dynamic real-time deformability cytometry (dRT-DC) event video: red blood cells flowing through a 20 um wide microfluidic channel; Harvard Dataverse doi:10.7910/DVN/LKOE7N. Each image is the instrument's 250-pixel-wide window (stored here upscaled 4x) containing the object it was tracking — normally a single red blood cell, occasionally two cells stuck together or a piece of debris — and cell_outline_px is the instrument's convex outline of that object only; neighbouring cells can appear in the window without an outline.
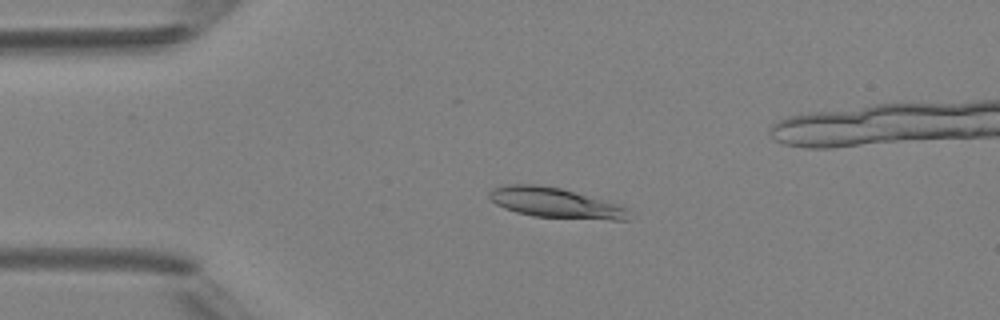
{"species": "Egyptian fruit bat (a non-hibernating species)", "species_latin": "Rousettus aegyptiacus", "temperature_condition": "room temperature", "stored_images_in_passage": 6, "camera_frame_rate_fps": 3000, "um_per_image_px": 0.085, "animal": {"sex": "female"}, "frame": {"image": 1, "passage_image": 3, "time_ms": 2.333, "image_size_px": [1000, 320], "cell_outline_px": [[628, 220], [612, 220], [532, 216], [516, 212], [504, 208], [496, 204], [488, 196], [488, 192], [492, 188], [508, 184], [536, 184], [560, 188], [608, 200], [620, 204], [628, 208]], "centroid_in_image_um": [47.22, 17.24], "position_along_channel_um": 37.8, "area_um2": 24.68}}
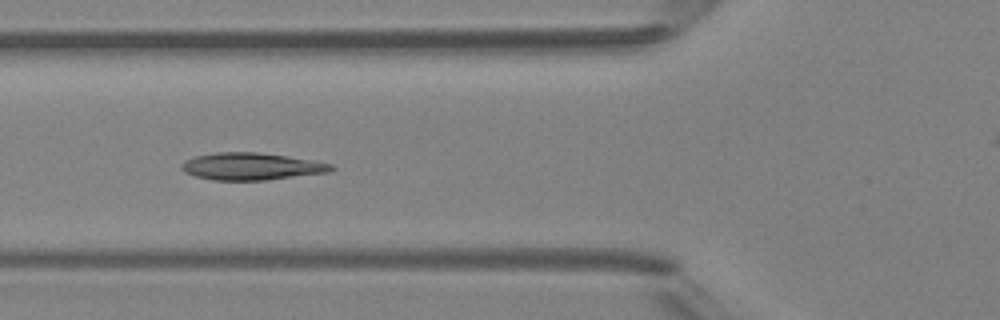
{"frame": {"image": 2, "passage_image": 5, "time_ms": 4.667, "image_size_px": [1000, 320], "cell_outline_px": [[336, 168], [328, 172], [264, 180], [212, 180], [196, 176], [184, 172], [180, 168], [180, 164], [184, 160], [196, 156], [216, 152], [256, 152], [288, 156], [312, 160], [332, 164]], "centroid_in_image_um": [21.33, 14.14], "position_along_channel_um": 104.5, "area_um2": 23.64}}
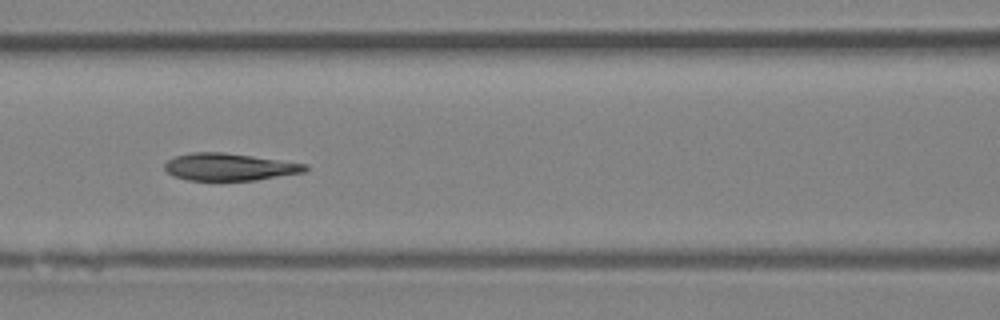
{"frame": {"image": 3, "passage_image": 6, "time_ms": 5.667, "image_size_px": [1000, 320], "cell_outline_px": [[308, 168], [304, 172], [256, 180], [188, 180], [172, 176], [164, 168], [164, 164], [168, 160], [176, 156], [192, 152], [224, 152], [308, 164]], "centroid_in_image_um": [19.48, 14.19], "position_along_channel_um": 147.1, "area_um2": 22.25}}